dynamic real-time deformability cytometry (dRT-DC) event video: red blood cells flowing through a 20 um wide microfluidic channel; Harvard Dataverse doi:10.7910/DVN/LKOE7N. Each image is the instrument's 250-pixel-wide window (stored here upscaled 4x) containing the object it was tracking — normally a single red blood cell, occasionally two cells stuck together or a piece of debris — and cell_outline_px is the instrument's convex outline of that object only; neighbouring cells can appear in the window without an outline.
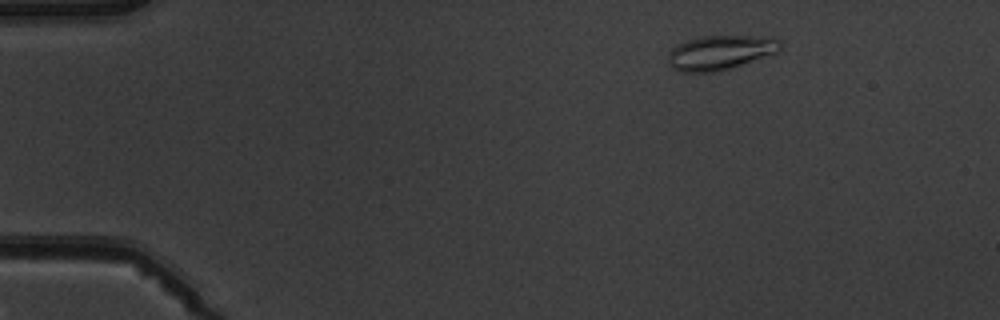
{"species": "common noctule bat (a hibernating species)", "species_latin": "Nyctalus noctula", "temperature_condition": "warm", "stored_images_in_passage": 4, "camera_frame_rate_fps": 3000, "um_per_image_px": 0.085, "animal": {"sex": "male", "body_mass_g": 19.5, "forearm_length_mm": 54.6}, "frame": {"image": 1, "passage_image": 2, "time_ms": 1.0, "image_size_px": [1000, 320], "cell_outline_px": [[784, 44], [776, 52], [728, 68], [712, 72], [680, 72], [672, 68], [668, 64], [668, 52], [676, 44], [700, 36], [776, 36]], "centroid_in_image_um": [61.2, 4.44], "position_along_channel_um": 23.8, "area_um2": 22.48}}